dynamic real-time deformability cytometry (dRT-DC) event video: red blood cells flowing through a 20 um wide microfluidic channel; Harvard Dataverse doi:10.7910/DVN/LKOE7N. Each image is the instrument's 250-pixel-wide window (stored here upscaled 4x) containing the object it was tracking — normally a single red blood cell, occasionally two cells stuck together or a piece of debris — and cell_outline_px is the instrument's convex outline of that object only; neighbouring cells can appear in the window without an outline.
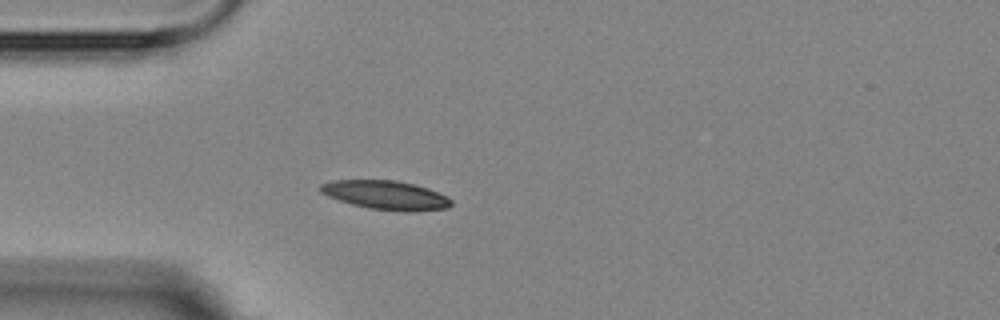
{"species": "Egyptian fruit bat (a non-hibernating species)", "species_latin": "Rousettus aegyptiacus", "temperature_condition": "room temperature", "stored_images_in_passage": 4, "camera_frame_rate_fps": 3000, "um_per_image_px": 0.085, "animal": {"sex": "female"}, "frame": {"image": 1, "passage_image": 4, "time_ms": 4.333, "image_size_px": [1000, 320], "cell_outline_px": [[452, 204], [448, 208], [408, 212], [368, 208], [352, 204], [328, 196], [320, 192], [320, 184], [332, 180], [396, 180], [416, 184], [428, 188], [448, 196], [452, 200]], "centroid_in_image_um": [32.83, 16.58], "position_along_channel_um": 52.2, "area_um2": 22.14}}